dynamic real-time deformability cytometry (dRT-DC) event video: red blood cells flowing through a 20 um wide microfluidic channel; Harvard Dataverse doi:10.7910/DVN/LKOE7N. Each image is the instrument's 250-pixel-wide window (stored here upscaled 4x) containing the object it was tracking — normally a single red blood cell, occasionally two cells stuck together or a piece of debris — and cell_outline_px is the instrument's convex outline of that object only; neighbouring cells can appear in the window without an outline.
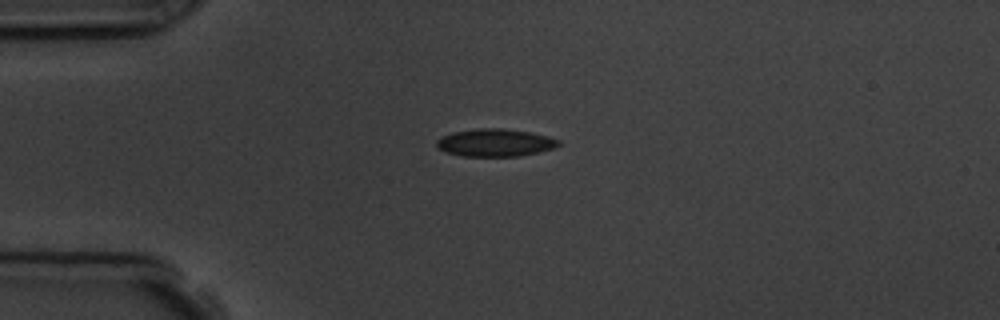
{"species": "common noctule bat (a hibernating species)", "species_latin": "Nyctalus noctula", "temperature_condition": "room temperature", "stored_images_in_passage": 1, "camera_frame_rate_fps": 3000, "um_per_image_px": 0.085, "animal": {"sex": "male", "body_mass_g": 19.5, "forearm_length_mm": 54.6}, "frame": {"image": 1, "passage_image": 1, "time_ms": 0.0, "image_size_px": [1000, 320], "cell_outline_px": [[560, 144], [556, 148], [520, 156], [460, 156], [444, 152], [436, 148], [436, 140], [440, 136], [452, 132], [480, 128], [504, 128], [528, 132], [548, 136], [560, 140]], "centroid_in_image_um": [42.05, 12.13], "position_along_channel_um": 43.0, "area_um2": 19.88}}